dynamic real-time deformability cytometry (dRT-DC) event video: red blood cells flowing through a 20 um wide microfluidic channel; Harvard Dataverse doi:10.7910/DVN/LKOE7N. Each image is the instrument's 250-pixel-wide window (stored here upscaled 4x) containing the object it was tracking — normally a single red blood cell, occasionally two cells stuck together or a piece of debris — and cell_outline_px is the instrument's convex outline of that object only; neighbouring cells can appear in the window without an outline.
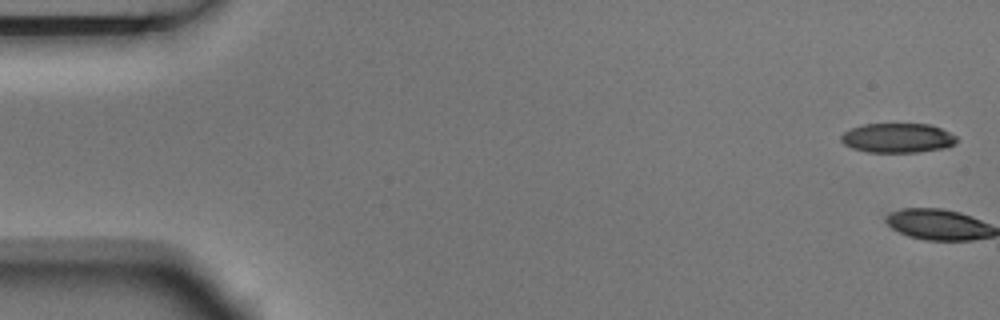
{"species": "Egyptian fruit bat (a non-hibernating species)", "species_latin": "Rousettus aegyptiacus", "temperature_condition": "room temperature", "stored_images_in_passage": 5, "camera_frame_rate_fps": 3000, "um_per_image_px": 0.085, "animal": {"sex": "male"}, "frame": {"image": 1, "passage_image": 1, "time_ms": 0.0, "image_size_px": [1000, 320], "cell_outline_px": [[956, 144], [948, 148], [920, 152], [868, 152], [852, 148], [844, 144], [840, 140], [840, 136], [844, 132], [852, 128], [864, 124], [928, 124], [940, 128], [956, 136]], "centroid_in_image_um": [76.31, 11.74], "position_along_channel_um": 8.7, "area_um2": 19.94}}